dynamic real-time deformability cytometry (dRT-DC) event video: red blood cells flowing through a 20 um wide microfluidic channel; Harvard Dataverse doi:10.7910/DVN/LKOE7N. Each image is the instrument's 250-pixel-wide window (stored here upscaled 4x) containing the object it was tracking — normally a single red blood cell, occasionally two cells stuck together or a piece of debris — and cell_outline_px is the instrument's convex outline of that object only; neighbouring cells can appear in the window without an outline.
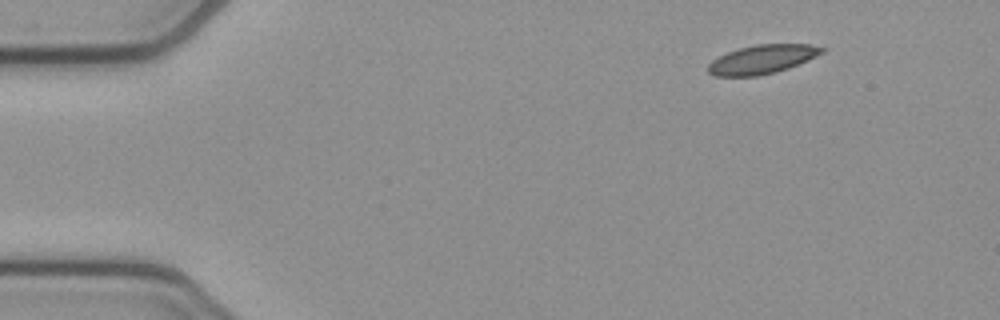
{"species": "common noctule bat (a hibernating species)", "species_latin": "Nyctalus noctula", "temperature_condition": "cold", "stored_images_in_passage": 48, "camera_frame_rate_fps": 3000, "um_per_image_px": 0.085, "animal": {"sex": "female", "body_mass_g": 21.9}, "frame": {"image": 1, "passage_image": 1, "time_ms": 0.0, "image_size_px": [1000, 320], "cell_outline_px": [[828, 48], [824, 52], [808, 60], [788, 68], [776, 72], [756, 76], [716, 76], [708, 72], [708, 64], [712, 60], [728, 52], [740, 48], [756, 44], [812, 44]], "centroid_in_image_um": [64.82, 5.03], "position_along_channel_um": 20.2, "area_um2": 19.13}}
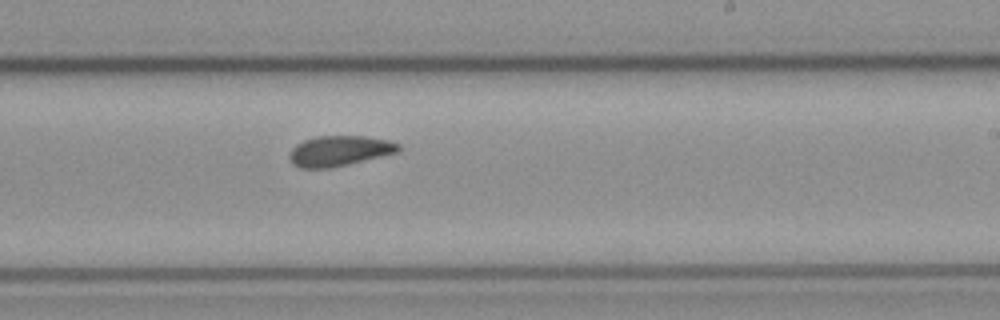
{"frame": {"image": 2, "passage_image": 27, "time_ms": 8.667, "image_size_px": [1000, 320], "cell_outline_px": [[400, 152], [348, 164], [328, 168], [300, 168], [292, 164], [288, 156], [292, 148], [296, 144], [304, 140], [316, 136], [364, 136], [388, 140], [400, 144]], "centroid_in_image_um": [28.84, 12.82], "position_along_channel_um": 260.2, "area_um2": 19.36}}
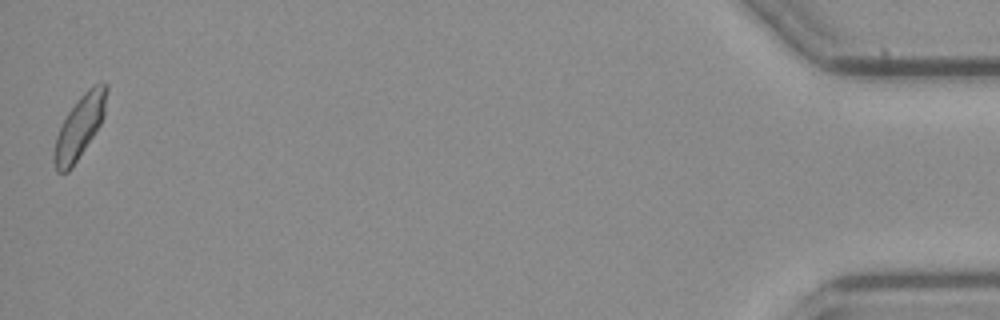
{"frame": {"image": 3, "passage_image": 48, "time_ms": 15.667, "image_size_px": [1000, 320], "cell_outline_px": [[108, 88], [104, 116], [100, 124], [72, 168], [68, 172], [56, 172], [56, 136], [68, 112], [80, 96], [92, 84], [100, 80], [104, 80], [108, 84]], "centroid_in_image_um": [6.84, 10.67], "position_along_channel_um": 428.4, "area_um2": 18.79}, "authors_computed_cell_mechanics": {"area_um2": 19.363, "velocity_mm_per_s": 3.8107, "shape_relaxation_time_tau1_ms": null, "shape_relaxation_time_tau2_ms": 3.8795, "deformation_change_tau1": null, "deformation_change_tau2": 0.0749}}